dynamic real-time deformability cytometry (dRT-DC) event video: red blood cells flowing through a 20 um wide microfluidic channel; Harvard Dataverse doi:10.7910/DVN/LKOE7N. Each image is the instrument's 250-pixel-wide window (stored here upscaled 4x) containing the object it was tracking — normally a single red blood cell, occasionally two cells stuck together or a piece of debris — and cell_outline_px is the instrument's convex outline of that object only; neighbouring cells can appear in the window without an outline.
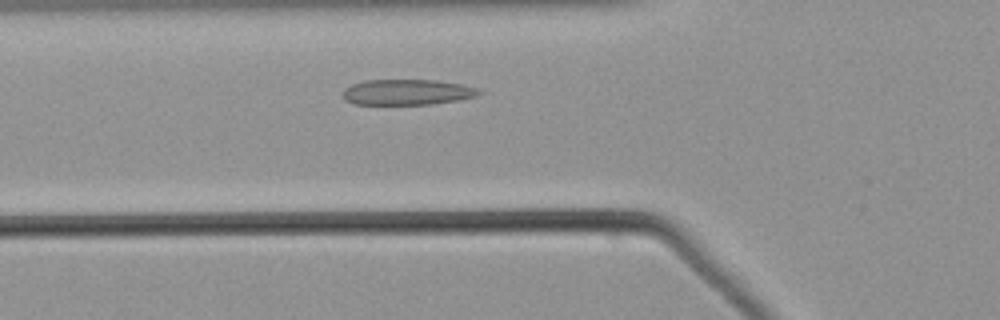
{"species": "common noctule bat (a hibernating species)", "species_latin": "Nyctalus noctula", "temperature_condition": "warm", "stored_images_in_passage": 42, "camera_frame_rate_fps": 3000, "um_per_image_px": 0.085, "animal": {"sex": "male", "body_mass_g": 21.5, "forearm_length_mm": 52.0}, "frame": {"image": 1, "passage_image": 8, "time_ms": 2.333, "image_size_px": [1000, 320], "cell_outline_px": [[484, 92], [476, 96], [456, 100], [432, 104], [356, 104], [344, 100], [344, 88], [352, 84], [364, 80], [436, 80], [464, 84], [480, 88]], "centroid_in_image_um": [34.65, 7.82], "position_along_channel_um": 91.1, "area_um2": 20.4}}
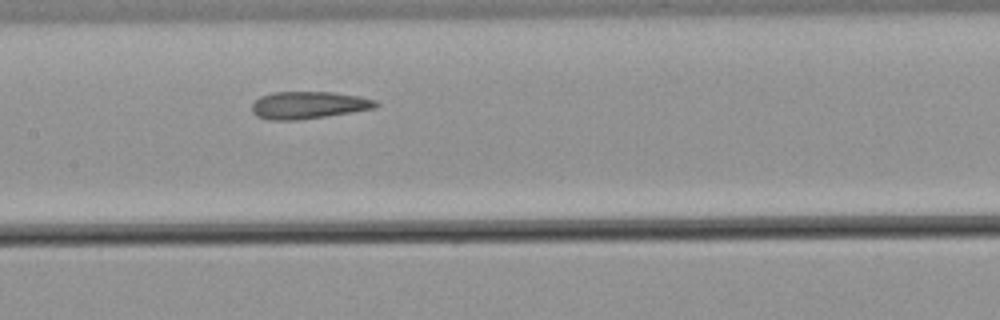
{"frame": {"image": 2, "passage_image": 15, "time_ms": 4.667, "image_size_px": [1000, 320], "cell_outline_px": [[380, 104], [376, 108], [352, 112], [300, 120], [272, 120], [256, 116], [252, 112], [252, 104], [260, 96], [272, 92], [332, 92], [360, 96], [376, 100]], "centroid_in_image_um": [26.23, 8.93], "position_along_channel_um": 181.2, "area_um2": 19.83}}
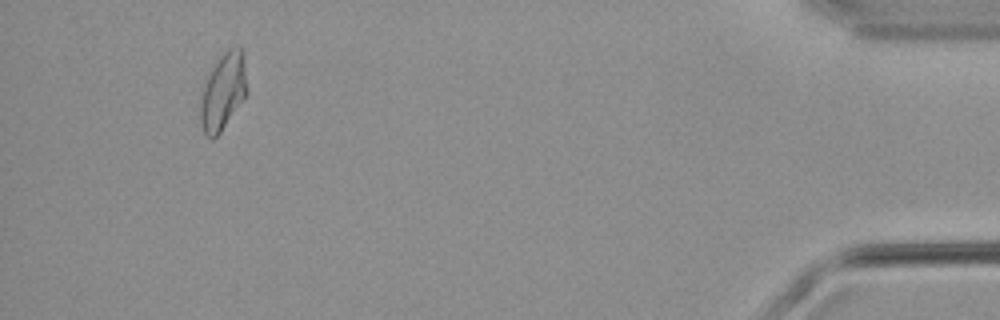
{"frame": {"image": 3, "passage_image": 39, "time_ms": 12.667, "image_size_px": [1000, 320], "cell_outline_px": [[248, 92], [244, 100], [220, 132], [212, 140], [204, 132], [200, 124], [200, 104], [204, 88], [208, 76], [212, 68], [220, 56], [228, 48], [240, 48], [248, 88]], "centroid_in_image_um": [18.96, 7.83], "position_along_channel_um": 416.2, "area_um2": 20.4}}